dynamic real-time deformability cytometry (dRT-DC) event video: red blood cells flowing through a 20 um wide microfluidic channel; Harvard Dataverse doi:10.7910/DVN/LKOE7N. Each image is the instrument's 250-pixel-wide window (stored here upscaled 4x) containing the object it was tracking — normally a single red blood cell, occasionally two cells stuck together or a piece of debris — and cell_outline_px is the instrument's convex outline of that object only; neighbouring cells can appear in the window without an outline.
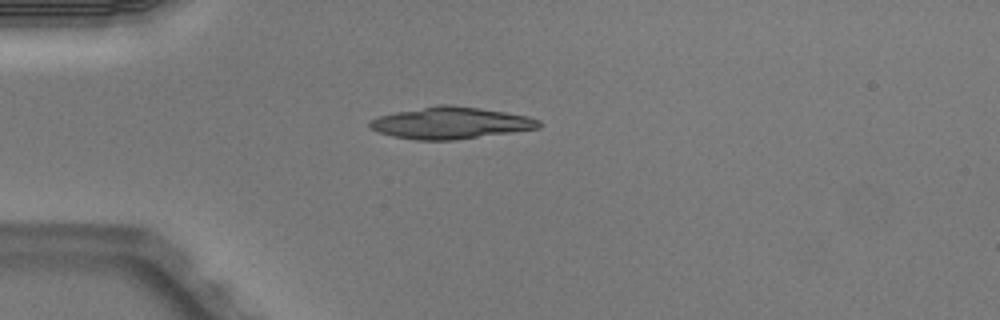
{"species": "Egyptian fruit bat (a non-hibernating species)", "species_latin": "Rousettus aegyptiacus", "temperature_condition": "warm", "stored_images_in_passage": 1, "camera_frame_rate_fps": 3000, "um_per_image_px": 0.085, "animal": {"sex": "male"}, "frame": {"image": 1, "passage_image": 1, "time_ms": 0.0, "image_size_px": [1000, 320], "cell_outline_px": [[540, 128], [512, 132], [452, 140], [416, 140], [392, 136], [368, 128], [368, 120], [380, 116], [396, 112], [436, 104], [452, 104], [480, 108], [528, 116], [540, 120]], "centroid_in_image_um": [38.27, 10.44], "position_along_channel_um": 46.7, "area_um2": 31.33}}